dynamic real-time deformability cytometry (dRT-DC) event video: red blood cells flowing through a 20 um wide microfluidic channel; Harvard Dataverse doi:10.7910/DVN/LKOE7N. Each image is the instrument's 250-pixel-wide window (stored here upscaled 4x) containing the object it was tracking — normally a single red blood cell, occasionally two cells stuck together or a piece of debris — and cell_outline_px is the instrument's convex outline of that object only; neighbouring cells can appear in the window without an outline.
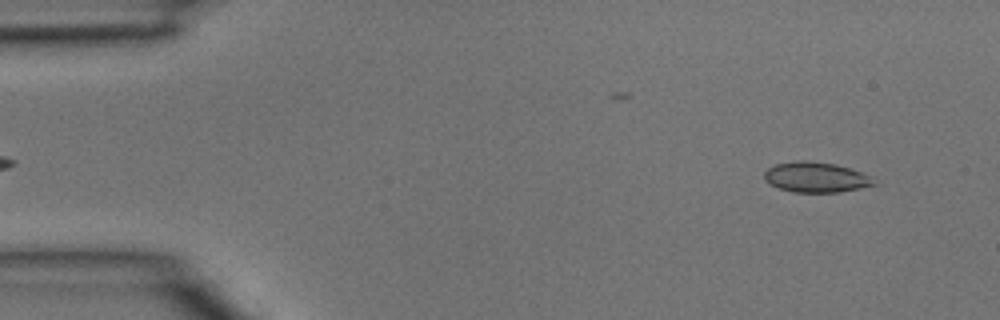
{"species": "common noctule bat (a hibernating species)", "species_latin": "Nyctalus noctula", "temperature_condition": "room temperature", "stored_images_in_passage": 44, "camera_frame_rate_fps": 3000, "um_per_image_px": 0.085, "animal": {"sex": "male", "body_mass_g": 15.6}, "frame": {"image": 1, "passage_image": 3, "time_ms": 0.667, "image_size_px": [1000, 320], "cell_outline_px": [[876, 184], [860, 188], [840, 192], [792, 192], [780, 188], [764, 180], [764, 172], [768, 168], [776, 164], [796, 160], [804, 160], [836, 164], [860, 172], [868, 176]], "centroid_in_image_um": [69.3, 15.06], "position_along_channel_um": 15.7, "area_um2": 19.07}}
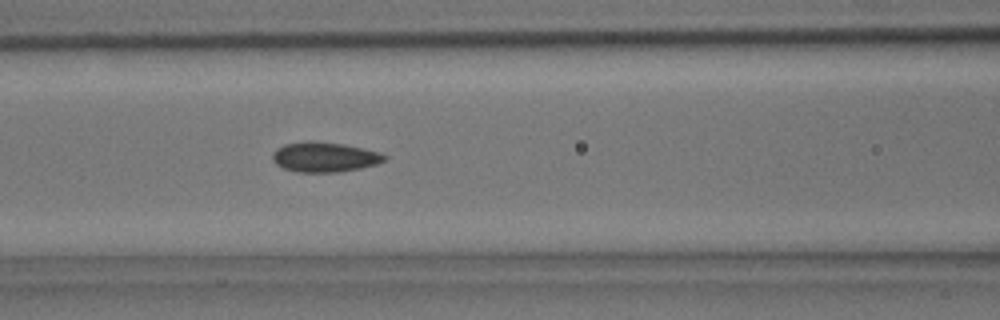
{"frame": {"image": 2, "passage_image": 18, "time_ms": 5.667, "image_size_px": [1000, 320], "cell_outline_px": [[388, 156], [384, 160], [376, 164], [360, 168], [340, 172], [296, 172], [284, 168], [276, 164], [272, 160], [272, 152], [276, 148], [284, 144], [308, 140], [344, 144], [364, 148], [380, 152]], "centroid_in_image_um": [27.56, 13.34], "position_along_channel_um": 139.0, "area_um2": 19.71}}
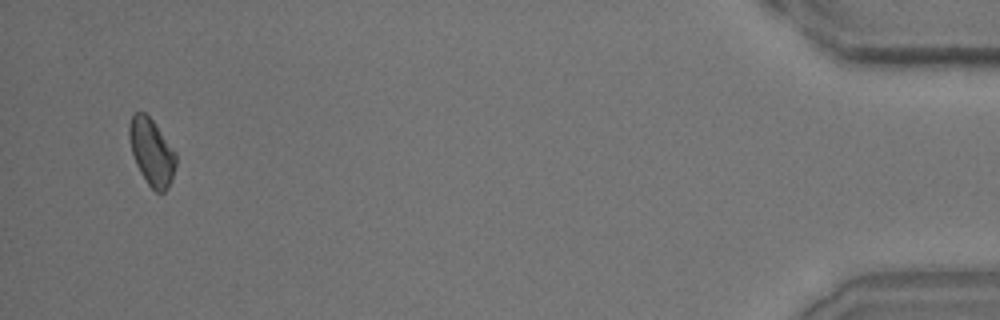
{"frame": {"image": 3, "passage_image": 43, "time_ms": 14.0, "image_size_px": [1000, 320], "cell_outline_px": [[176, 164], [172, 180], [168, 188], [164, 192], [156, 192], [148, 184], [140, 172], [136, 164], [132, 152], [128, 136], [128, 124], [132, 116], [136, 112], [144, 112], [152, 120], [176, 152]], "centroid_in_image_um": [12.89, 12.93], "position_along_channel_um": 422.3, "area_um2": 18.09}}